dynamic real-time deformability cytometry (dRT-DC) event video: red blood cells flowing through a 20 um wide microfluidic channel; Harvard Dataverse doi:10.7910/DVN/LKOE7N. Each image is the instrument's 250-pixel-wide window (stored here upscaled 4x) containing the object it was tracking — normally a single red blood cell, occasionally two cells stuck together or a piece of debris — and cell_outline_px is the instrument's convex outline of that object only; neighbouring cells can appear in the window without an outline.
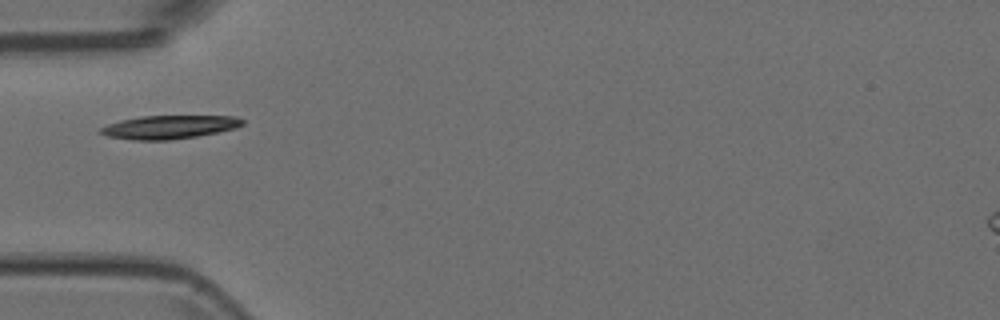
{"species": "Egyptian fruit bat (a non-hibernating species)", "species_latin": "Rousettus aegyptiacus", "temperature_condition": "room temperature", "stored_images_in_passage": 1, "camera_frame_rate_fps": 3000, "um_per_image_px": 0.085, "animal": {"sex": "female"}, "frame": {"image": 1, "passage_image": 1, "time_ms": 0.0, "image_size_px": [1000, 320], "cell_outline_px": [[244, 124], [236, 128], [196, 136], [168, 140], [132, 140], [108, 136], [96, 132], [100, 128], [108, 124], [120, 120], [140, 116], [236, 116], [244, 120]], "centroid_in_image_um": [14.35, 10.79], "position_along_channel_um": 70.6, "area_um2": 19.36}}